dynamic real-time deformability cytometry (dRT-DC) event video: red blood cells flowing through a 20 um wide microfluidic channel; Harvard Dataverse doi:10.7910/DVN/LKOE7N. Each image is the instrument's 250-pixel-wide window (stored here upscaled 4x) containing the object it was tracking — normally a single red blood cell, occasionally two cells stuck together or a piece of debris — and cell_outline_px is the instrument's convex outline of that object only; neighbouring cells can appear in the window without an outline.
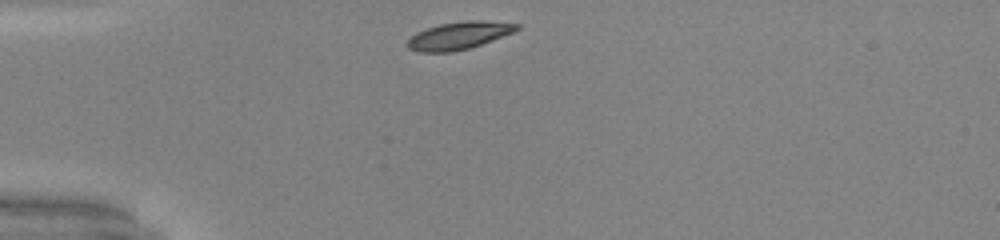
{"species": "common noctule bat (a hibernating species)", "species_latin": "Nyctalus noctula", "temperature_condition": "warm", "stored_images_in_passage": 30, "camera_frame_rate_fps": 3000, "um_per_image_px": 0.085, "animal": {"sex": "male", "body_mass_g": 20.0, "forearm_length_mm": 53.3}, "frame": {"image": 1, "passage_image": 1, "time_ms": 0.0, "image_size_px": [1000, 240], "cell_outline_px": [[520, 28], [512, 32], [492, 40], [468, 48], [452, 52], [420, 52], [408, 48], [408, 40], [416, 32], [440, 24], [464, 20], [480, 20], [520, 24]], "centroid_in_image_um": [39.0, 3.01], "position_along_channel_um": 46.0, "area_um2": 17.28}}
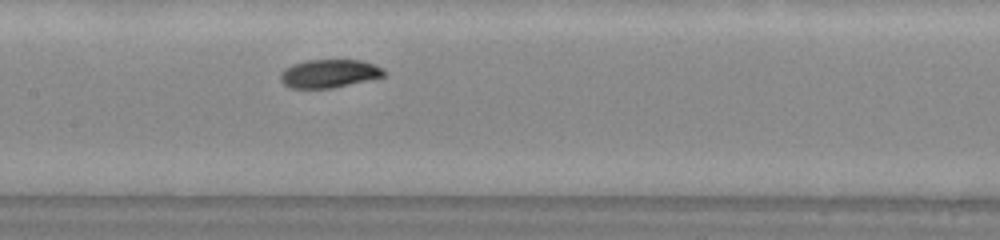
{"frame": {"image": 2, "passage_image": 13, "time_ms": 4.0, "image_size_px": [1000, 240], "cell_outline_px": [[388, 72], [384, 76], [332, 88], [292, 88], [284, 84], [280, 80], [280, 72], [284, 68], [292, 64], [308, 60], [360, 60], [384, 68]], "centroid_in_image_um": [27.97, 6.25], "position_along_channel_um": 179.4, "area_um2": 17.05}}
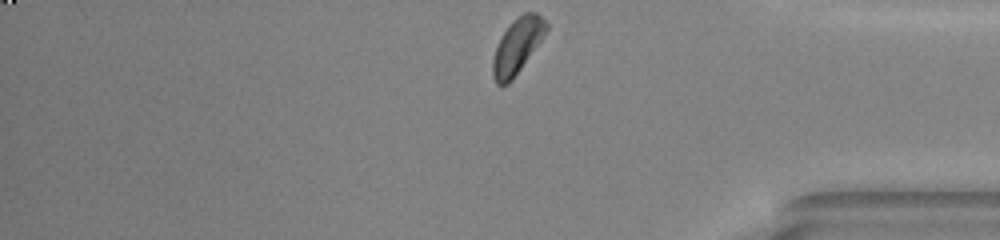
{"frame": {"image": 3, "passage_image": 30, "time_ms": 9.667, "image_size_px": [1000, 240], "cell_outline_px": [[548, 28], [540, 40], [512, 80], [508, 84], [496, 84], [492, 76], [492, 60], [496, 48], [504, 32], [512, 20], [524, 12], [536, 12], [548, 24]], "centroid_in_image_um": [43.94, 3.9], "position_along_channel_um": 391.3, "area_um2": 16.7}, "authors_computed_cell_mechanics": {"area_um2": 17.1955, "velocity_mm_per_s": 4.0283, "shape_relaxation_time_tau1_ms": 2.7986, "shape_relaxation_time_tau2_ms": 9.7142, "deformation_change_tau1": 0.1202, "deformation_change_tau2": 0.0986}}